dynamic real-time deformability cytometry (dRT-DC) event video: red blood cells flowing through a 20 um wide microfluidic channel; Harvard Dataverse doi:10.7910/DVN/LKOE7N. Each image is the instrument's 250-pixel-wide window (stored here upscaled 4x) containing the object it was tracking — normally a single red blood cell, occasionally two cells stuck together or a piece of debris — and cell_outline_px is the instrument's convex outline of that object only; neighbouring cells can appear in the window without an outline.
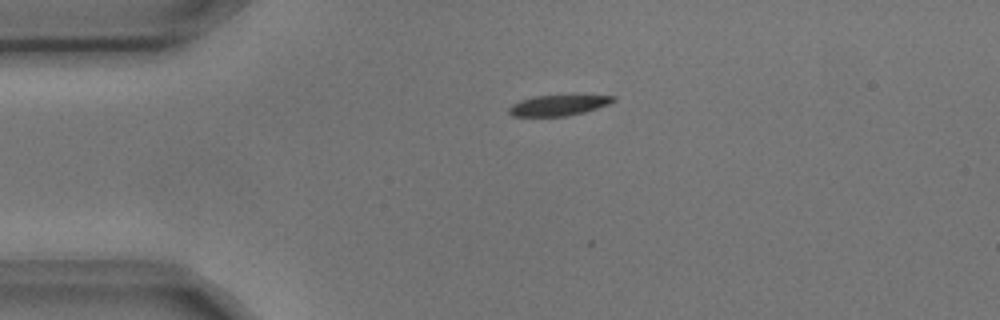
{"species": "common noctule bat (a hibernating species)", "species_latin": "Nyctalus noctula", "temperature_condition": "cold", "stored_images_in_passage": 2, "camera_frame_rate_fps": 3000, "um_per_image_px": 0.085, "animal": {"sex": "male", "body_mass_g": 17.9, "forearm_length_mm": 54.2}, "frame": {"image": 1, "passage_image": 1, "time_ms": 0.0, "image_size_px": [1000, 320], "cell_outline_px": [[616, 100], [608, 104], [584, 112], [568, 116], [512, 116], [508, 112], [508, 108], [512, 104], [520, 100], [532, 96], [616, 96]], "centroid_in_image_um": [47.4, 8.96], "position_along_channel_um": 37.6, "area_um2": 12.31}}